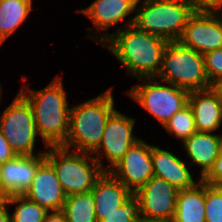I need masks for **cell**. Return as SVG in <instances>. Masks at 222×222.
Listing matches in <instances>:
<instances>
[{
    "label": "cell",
    "mask_w": 222,
    "mask_h": 222,
    "mask_svg": "<svg viewBox=\"0 0 222 222\" xmlns=\"http://www.w3.org/2000/svg\"><path fill=\"white\" fill-rule=\"evenodd\" d=\"M134 20L135 15L124 23L125 29L120 27L115 33H102L101 36L97 35L96 39V36H92V39L106 46L129 75L137 79L156 77L160 72L164 50L169 41L139 30L134 25ZM99 37L101 39L97 40Z\"/></svg>",
    "instance_id": "cell-1"
},
{
    "label": "cell",
    "mask_w": 222,
    "mask_h": 222,
    "mask_svg": "<svg viewBox=\"0 0 222 222\" xmlns=\"http://www.w3.org/2000/svg\"><path fill=\"white\" fill-rule=\"evenodd\" d=\"M61 211L67 222H98L92 191L66 196Z\"/></svg>",
    "instance_id": "cell-22"
},
{
    "label": "cell",
    "mask_w": 222,
    "mask_h": 222,
    "mask_svg": "<svg viewBox=\"0 0 222 222\" xmlns=\"http://www.w3.org/2000/svg\"><path fill=\"white\" fill-rule=\"evenodd\" d=\"M23 87L19 93L32 107L36 130L45 146H62L69 132L71 109L62 78L56 76L50 84L38 91Z\"/></svg>",
    "instance_id": "cell-2"
},
{
    "label": "cell",
    "mask_w": 222,
    "mask_h": 222,
    "mask_svg": "<svg viewBox=\"0 0 222 222\" xmlns=\"http://www.w3.org/2000/svg\"><path fill=\"white\" fill-rule=\"evenodd\" d=\"M195 11L220 12L222 0H186Z\"/></svg>",
    "instance_id": "cell-29"
},
{
    "label": "cell",
    "mask_w": 222,
    "mask_h": 222,
    "mask_svg": "<svg viewBox=\"0 0 222 222\" xmlns=\"http://www.w3.org/2000/svg\"><path fill=\"white\" fill-rule=\"evenodd\" d=\"M190 91L212 87L205 70L203 54L184 46L180 41H169L156 79Z\"/></svg>",
    "instance_id": "cell-6"
},
{
    "label": "cell",
    "mask_w": 222,
    "mask_h": 222,
    "mask_svg": "<svg viewBox=\"0 0 222 222\" xmlns=\"http://www.w3.org/2000/svg\"><path fill=\"white\" fill-rule=\"evenodd\" d=\"M7 204H16L14 213L10 214V222H43L49 212L23 195H10Z\"/></svg>",
    "instance_id": "cell-23"
},
{
    "label": "cell",
    "mask_w": 222,
    "mask_h": 222,
    "mask_svg": "<svg viewBox=\"0 0 222 222\" xmlns=\"http://www.w3.org/2000/svg\"><path fill=\"white\" fill-rule=\"evenodd\" d=\"M144 84H134L126 92L164 126L171 117L188 104L189 91L170 83L160 84L156 77L139 78Z\"/></svg>",
    "instance_id": "cell-7"
},
{
    "label": "cell",
    "mask_w": 222,
    "mask_h": 222,
    "mask_svg": "<svg viewBox=\"0 0 222 222\" xmlns=\"http://www.w3.org/2000/svg\"><path fill=\"white\" fill-rule=\"evenodd\" d=\"M110 172L134 194L154 176L151 145L139 139Z\"/></svg>",
    "instance_id": "cell-11"
},
{
    "label": "cell",
    "mask_w": 222,
    "mask_h": 222,
    "mask_svg": "<svg viewBox=\"0 0 222 222\" xmlns=\"http://www.w3.org/2000/svg\"><path fill=\"white\" fill-rule=\"evenodd\" d=\"M32 0H0V46L33 9Z\"/></svg>",
    "instance_id": "cell-21"
},
{
    "label": "cell",
    "mask_w": 222,
    "mask_h": 222,
    "mask_svg": "<svg viewBox=\"0 0 222 222\" xmlns=\"http://www.w3.org/2000/svg\"><path fill=\"white\" fill-rule=\"evenodd\" d=\"M15 156L16 154L12 151L10 145L0 130V164L13 159Z\"/></svg>",
    "instance_id": "cell-30"
},
{
    "label": "cell",
    "mask_w": 222,
    "mask_h": 222,
    "mask_svg": "<svg viewBox=\"0 0 222 222\" xmlns=\"http://www.w3.org/2000/svg\"><path fill=\"white\" fill-rule=\"evenodd\" d=\"M141 1L136 4L134 25L168 41H179L186 23L195 12L193 7L186 0Z\"/></svg>",
    "instance_id": "cell-4"
},
{
    "label": "cell",
    "mask_w": 222,
    "mask_h": 222,
    "mask_svg": "<svg viewBox=\"0 0 222 222\" xmlns=\"http://www.w3.org/2000/svg\"><path fill=\"white\" fill-rule=\"evenodd\" d=\"M43 222H67L64 213L60 211L48 212Z\"/></svg>",
    "instance_id": "cell-31"
},
{
    "label": "cell",
    "mask_w": 222,
    "mask_h": 222,
    "mask_svg": "<svg viewBox=\"0 0 222 222\" xmlns=\"http://www.w3.org/2000/svg\"><path fill=\"white\" fill-rule=\"evenodd\" d=\"M45 158L56 171L66 196L92 190L104 170L94 156L86 152H69L62 146H49Z\"/></svg>",
    "instance_id": "cell-5"
},
{
    "label": "cell",
    "mask_w": 222,
    "mask_h": 222,
    "mask_svg": "<svg viewBox=\"0 0 222 222\" xmlns=\"http://www.w3.org/2000/svg\"><path fill=\"white\" fill-rule=\"evenodd\" d=\"M198 181L192 188L178 190L173 222H206L205 182Z\"/></svg>",
    "instance_id": "cell-20"
},
{
    "label": "cell",
    "mask_w": 222,
    "mask_h": 222,
    "mask_svg": "<svg viewBox=\"0 0 222 222\" xmlns=\"http://www.w3.org/2000/svg\"><path fill=\"white\" fill-rule=\"evenodd\" d=\"M136 222H173V220H149V219H145V218H140L138 221Z\"/></svg>",
    "instance_id": "cell-35"
},
{
    "label": "cell",
    "mask_w": 222,
    "mask_h": 222,
    "mask_svg": "<svg viewBox=\"0 0 222 222\" xmlns=\"http://www.w3.org/2000/svg\"><path fill=\"white\" fill-rule=\"evenodd\" d=\"M205 70L211 84L222 77V48L205 53Z\"/></svg>",
    "instance_id": "cell-27"
},
{
    "label": "cell",
    "mask_w": 222,
    "mask_h": 222,
    "mask_svg": "<svg viewBox=\"0 0 222 222\" xmlns=\"http://www.w3.org/2000/svg\"><path fill=\"white\" fill-rule=\"evenodd\" d=\"M9 208L7 199L0 201V222H10V213L7 211Z\"/></svg>",
    "instance_id": "cell-32"
},
{
    "label": "cell",
    "mask_w": 222,
    "mask_h": 222,
    "mask_svg": "<svg viewBox=\"0 0 222 222\" xmlns=\"http://www.w3.org/2000/svg\"><path fill=\"white\" fill-rule=\"evenodd\" d=\"M217 12L195 11L179 41L200 54L222 48V18Z\"/></svg>",
    "instance_id": "cell-12"
},
{
    "label": "cell",
    "mask_w": 222,
    "mask_h": 222,
    "mask_svg": "<svg viewBox=\"0 0 222 222\" xmlns=\"http://www.w3.org/2000/svg\"><path fill=\"white\" fill-rule=\"evenodd\" d=\"M91 191L98 222L104 219V215L116 211L133 195L110 171L103 172Z\"/></svg>",
    "instance_id": "cell-16"
},
{
    "label": "cell",
    "mask_w": 222,
    "mask_h": 222,
    "mask_svg": "<svg viewBox=\"0 0 222 222\" xmlns=\"http://www.w3.org/2000/svg\"><path fill=\"white\" fill-rule=\"evenodd\" d=\"M212 88L217 92L218 96L222 99V77L212 84Z\"/></svg>",
    "instance_id": "cell-33"
},
{
    "label": "cell",
    "mask_w": 222,
    "mask_h": 222,
    "mask_svg": "<svg viewBox=\"0 0 222 222\" xmlns=\"http://www.w3.org/2000/svg\"><path fill=\"white\" fill-rule=\"evenodd\" d=\"M1 89H2V88H1V86H0V98H1V94H2V92H1L2 90H1Z\"/></svg>",
    "instance_id": "cell-36"
},
{
    "label": "cell",
    "mask_w": 222,
    "mask_h": 222,
    "mask_svg": "<svg viewBox=\"0 0 222 222\" xmlns=\"http://www.w3.org/2000/svg\"><path fill=\"white\" fill-rule=\"evenodd\" d=\"M202 180L209 185L222 187V145L213 168Z\"/></svg>",
    "instance_id": "cell-28"
},
{
    "label": "cell",
    "mask_w": 222,
    "mask_h": 222,
    "mask_svg": "<svg viewBox=\"0 0 222 222\" xmlns=\"http://www.w3.org/2000/svg\"><path fill=\"white\" fill-rule=\"evenodd\" d=\"M7 198L3 192L2 164H0V201L6 200Z\"/></svg>",
    "instance_id": "cell-34"
},
{
    "label": "cell",
    "mask_w": 222,
    "mask_h": 222,
    "mask_svg": "<svg viewBox=\"0 0 222 222\" xmlns=\"http://www.w3.org/2000/svg\"><path fill=\"white\" fill-rule=\"evenodd\" d=\"M163 127L179 140L184 141L189 138L197 132L191 107L187 104L175 113Z\"/></svg>",
    "instance_id": "cell-24"
},
{
    "label": "cell",
    "mask_w": 222,
    "mask_h": 222,
    "mask_svg": "<svg viewBox=\"0 0 222 222\" xmlns=\"http://www.w3.org/2000/svg\"><path fill=\"white\" fill-rule=\"evenodd\" d=\"M0 130L17 156L36 155L34 146L38 133L33 110L19 92L0 116Z\"/></svg>",
    "instance_id": "cell-8"
},
{
    "label": "cell",
    "mask_w": 222,
    "mask_h": 222,
    "mask_svg": "<svg viewBox=\"0 0 222 222\" xmlns=\"http://www.w3.org/2000/svg\"><path fill=\"white\" fill-rule=\"evenodd\" d=\"M112 87L70 109L69 132L62 147L92 154L100 145L105 124L115 111Z\"/></svg>",
    "instance_id": "cell-3"
},
{
    "label": "cell",
    "mask_w": 222,
    "mask_h": 222,
    "mask_svg": "<svg viewBox=\"0 0 222 222\" xmlns=\"http://www.w3.org/2000/svg\"><path fill=\"white\" fill-rule=\"evenodd\" d=\"M154 176L166 180L178 190L189 189L197 183L189 167L173 153L151 145Z\"/></svg>",
    "instance_id": "cell-17"
},
{
    "label": "cell",
    "mask_w": 222,
    "mask_h": 222,
    "mask_svg": "<svg viewBox=\"0 0 222 222\" xmlns=\"http://www.w3.org/2000/svg\"><path fill=\"white\" fill-rule=\"evenodd\" d=\"M37 155H16L2 164L3 192L7 197L22 195L28 189L39 164L45 159V152Z\"/></svg>",
    "instance_id": "cell-14"
},
{
    "label": "cell",
    "mask_w": 222,
    "mask_h": 222,
    "mask_svg": "<svg viewBox=\"0 0 222 222\" xmlns=\"http://www.w3.org/2000/svg\"><path fill=\"white\" fill-rule=\"evenodd\" d=\"M135 119L127 117L115 110L108 118L102 141L99 147L92 153L104 171H110L125 155L129 148L139 139L133 135ZM101 149V151H100ZM105 156L110 162L107 168L99 155Z\"/></svg>",
    "instance_id": "cell-9"
},
{
    "label": "cell",
    "mask_w": 222,
    "mask_h": 222,
    "mask_svg": "<svg viewBox=\"0 0 222 222\" xmlns=\"http://www.w3.org/2000/svg\"><path fill=\"white\" fill-rule=\"evenodd\" d=\"M138 0H95L85 9H77V12L85 14L101 31L111 28L124 20L129 14L136 11Z\"/></svg>",
    "instance_id": "cell-18"
},
{
    "label": "cell",
    "mask_w": 222,
    "mask_h": 222,
    "mask_svg": "<svg viewBox=\"0 0 222 222\" xmlns=\"http://www.w3.org/2000/svg\"><path fill=\"white\" fill-rule=\"evenodd\" d=\"M191 107L197 132L214 133L222 123V99L212 88L190 91Z\"/></svg>",
    "instance_id": "cell-15"
},
{
    "label": "cell",
    "mask_w": 222,
    "mask_h": 222,
    "mask_svg": "<svg viewBox=\"0 0 222 222\" xmlns=\"http://www.w3.org/2000/svg\"><path fill=\"white\" fill-rule=\"evenodd\" d=\"M205 220L222 222V187L205 183Z\"/></svg>",
    "instance_id": "cell-25"
},
{
    "label": "cell",
    "mask_w": 222,
    "mask_h": 222,
    "mask_svg": "<svg viewBox=\"0 0 222 222\" xmlns=\"http://www.w3.org/2000/svg\"><path fill=\"white\" fill-rule=\"evenodd\" d=\"M177 194L178 189L155 176L134 193L141 217L149 220H173Z\"/></svg>",
    "instance_id": "cell-10"
},
{
    "label": "cell",
    "mask_w": 222,
    "mask_h": 222,
    "mask_svg": "<svg viewBox=\"0 0 222 222\" xmlns=\"http://www.w3.org/2000/svg\"><path fill=\"white\" fill-rule=\"evenodd\" d=\"M22 195L49 212L62 210L66 200L56 171L46 158L39 164L35 177Z\"/></svg>",
    "instance_id": "cell-13"
},
{
    "label": "cell",
    "mask_w": 222,
    "mask_h": 222,
    "mask_svg": "<svg viewBox=\"0 0 222 222\" xmlns=\"http://www.w3.org/2000/svg\"><path fill=\"white\" fill-rule=\"evenodd\" d=\"M141 218L138 198L133 194L116 211L104 215L100 222H136Z\"/></svg>",
    "instance_id": "cell-26"
},
{
    "label": "cell",
    "mask_w": 222,
    "mask_h": 222,
    "mask_svg": "<svg viewBox=\"0 0 222 222\" xmlns=\"http://www.w3.org/2000/svg\"><path fill=\"white\" fill-rule=\"evenodd\" d=\"M192 163L201 168V180L210 172L222 145V136L214 133L195 132L183 141Z\"/></svg>",
    "instance_id": "cell-19"
}]
</instances>
